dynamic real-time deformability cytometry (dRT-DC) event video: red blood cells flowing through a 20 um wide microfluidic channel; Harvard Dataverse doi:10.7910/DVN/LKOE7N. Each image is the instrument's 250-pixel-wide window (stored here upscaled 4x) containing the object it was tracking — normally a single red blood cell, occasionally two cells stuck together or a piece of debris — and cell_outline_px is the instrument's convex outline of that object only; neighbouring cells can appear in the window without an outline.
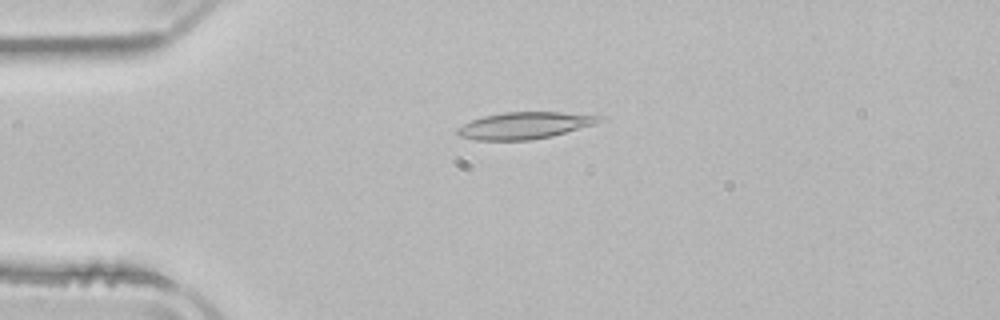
{"species": "common noctule bat (a hibernating species)", "species_latin": "Nyctalus noctula", "temperature_condition": "room temperature", "stored_images_in_passage": 52, "camera_frame_rate_fps": 3000, "um_per_image_px": 0.085, "animal": {"sex": "male", "body_mass_g": 21.5, "forearm_length_mm": 52.0}, "frame": {"image": 1, "passage_image": 12, "time_ms": 3.667, "image_size_px": [1000, 320], "cell_outline_px": [[608, 120], [596, 124], [552, 136], [532, 140], [476, 140], [460, 136], [456, 132], [456, 128], [472, 120], [484, 116], [504, 112], [560, 112], [608, 116]], "centroid_in_image_um": [44.7, 10.66], "position_along_channel_um": 40.3, "area_um2": 22.43}}
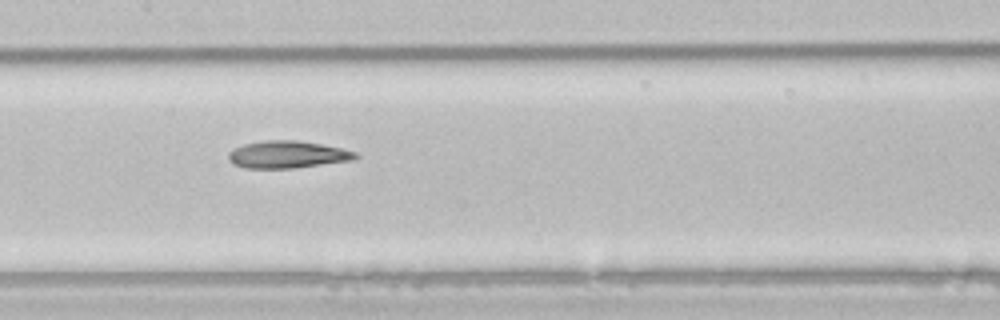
{"frame": {"image": 2, "passage_image": 25, "time_ms": 8.0, "image_size_px": [1000, 320], "cell_outline_px": [[360, 156], [352, 160], [296, 168], [244, 168], [232, 164], [228, 160], [228, 152], [232, 148], [244, 144], [264, 140], [296, 140], [320, 144], [340, 148], [356, 152]], "centroid_in_image_um": [24.38, 13.14], "position_along_channel_um": 183.0, "area_um2": 20.29}}
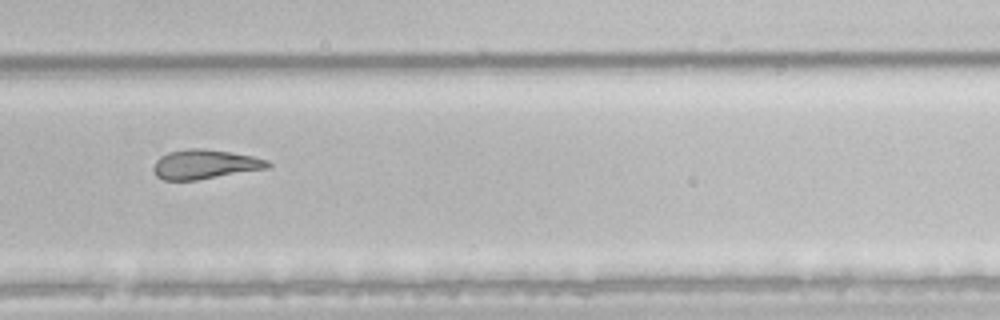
{"frame": {"image": 3, "passage_image": 35, "time_ms": 11.333, "image_size_px": [1000, 320], "cell_outline_px": [[272, 164], [268, 168], [196, 180], [164, 180], [156, 176], [152, 168], [156, 160], [160, 156], [168, 152], [188, 148], [200, 148], [232, 152], [252, 156], [268, 160]], "centroid_in_image_um": [17.39, 13.96], "position_along_channel_um": 312.4, "area_um2": 19.59}}